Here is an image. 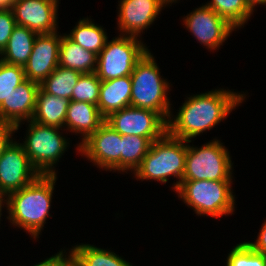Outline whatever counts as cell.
I'll use <instances>...</instances> for the list:
<instances>
[{"instance_id": "obj_1", "label": "cell", "mask_w": 266, "mask_h": 266, "mask_svg": "<svg viewBox=\"0 0 266 266\" xmlns=\"http://www.w3.org/2000/svg\"><path fill=\"white\" fill-rule=\"evenodd\" d=\"M245 95L223 89L191 96L175 118L167 120V133L191 142V138L211 129L242 103Z\"/></svg>"}, {"instance_id": "obj_2", "label": "cell", "mask_w": 266, "mask_h": 266, "mask_svg": "<svg viewBox=\"0 0 266 266\" xmlns=\"http://www.w3.org/2000/svg\"><path fill=\"white\" fill-rule=\"evenodd\" d=\"M56 178V174H40L26 187L10 193L7 199H4L10 222L27 230L34 238L39 236L49 216Z\"/></svg>"}, {"instance_id": "obj_3", "label": "cell", "mask_w": 266, "mask_h": 266, "mask_svg": "<svg viewBox=\"0 0 266 266\" xmlns=\"http://www.w3.org/2000/svg\"><path fill=\"white\" fill-rule=\"evenodd\" d=\"M185 142L188 141L172 137L168 133L153 141L148 153L134 171L136 179L166 183L169 176H174L179 179L173 187L176 191L185 172L187 152Z\"/></svg>"}, {"instance_id": "obj_4", "label": "cell", "mask_w": 266, "mask_h": 266, "mask_svg": "<svg viewBox=\"0 0 266 266\" xmlns=\"http://www.w3.org/2000/svg\"><path fill=\"white\" fill-rule=\"evenodd\" d=\"M130 77L131 106L153 110L167 121L172 116L166 96L170 84L161 78L159 68L149 51L137 62Z\"/></svg>"}, {"instance_id": "obj_5", "label": "cell", "mask_w": 266, "mask_h": 266, "mask_svg": "<svg viewBox=\"0 0 266 266\" xmlns=\"http://www.w3.org/2000/svg\"><path fill=\"white\" fill-rule=\"evenodd\" d=\"M231 183L232 181H182L176 192L196 214L216 218L231 214L235 210Z\"/></svg>"}, {"instance_id": "obj_6", "label": "cell", "mask_w": 266, "mask_h": 266, "mask_svg": "<svg viewBox=\"0 0 266 266\" xmlns=\"http://www.w3.org/2000/svg\"><path fill=\"white\" fill-rule=\"evenodd\" d=\"M231 162L228 150L219 140H212L201 148L187 145L182 181H231Z\"/></svg>"}, {"instance_id": "obj_7", "label": "cell", "mask_w": 266, "mask_h": 266, "mask_svg": "<svg viewBox=\"0 0 266 266\" xmlns=\"http://www.w3.org/2000/svg\"><path fill=\"white\" fill-rule=\"evenodd\" d=\"M138 37L119 35L98 54L95 73L101 81L130 76L137 62L148 51Z\"/></svg>"}, {"instance_id": "obj_8", "label": "cell", "mask_w": 266, "mask_h": 266, "mask_svg": "<svg viewBox=\"0 0 266 266\" xmlns=\"http://www.w3.org/2000/svg\"><path fill=\"white\" fill-rule=\"evenodd\" d=\"M29 129L24 148L32 166L42 175L56 174L53 165L67 148V140L59 134V127L28 121Z\"/></svg>"}, {"instance_id": "obj_9", "label": "cell", "mask_w": 266, "mask_h": 266, "mask_svg": "<svg viewBox=\"0 0 266 266\" xmlns=\"http://www.w3.org/2000/svg\"><path fill=\"white\" fill-rule=\"evenodd\" d=\"M105 122L120 135L142 136L151 142L167 133V121L150 109L122 108L106 117Z\"/></svg>"}, {"instance_id": "obj_10", "label": "cell", "mask_w": 266, "mask_h": 266, "mask_svg": "<svg viewBox=\"0 0 266 266\" xmlns=\"http://www.w3.org/2000/svg\"><path fill=\"white\" fill-rule=\"evenodd\" d=\"M39 175L23 146L12 141L0 156V196L5 199L10 193L26 187Z\"/></svg>"}, {"instance_id": "obj_11", "label": "cell", "mask_w": 266, "mask_h": 266, "mask_svg": "<svg viewBox=\"0 0 266 266\" xmlns=\"http://www.w3.org/2000/svg\"><path fill=\"white\" fill-rule=\"evenodd\" d=\"M78 147L82 155L100 168L121 171L122 135L106 122Z\"/></svg>"}, {"instance_id": "obj_12", "label": "cell", "mask_w": 266, "mask_h": 266, "mask_svg": "<svg viewBox=\"0 0 266 266\" xmlns=\"http://www.w3.org/2000/svg\"><path fill=\"white\" fill-rule=\"evenodd\" d=\"M184 24L201 44L217 49L235 29L211 8L203 5L184 19Z\"/></svg>"}, {"instance_id": "obj_13", "label": "cell", "mask_w": 266, "mask_h": 266, "mask_svg": "<svg viewBox=\"0 0 266 266\" xmlns=\"http://www.w3.org/2000/svg\"><path fill=\"white\" fill-rule=\"evenodd\" d=\"M58 0H15L11 6L17 25L38 34L57 31Z\"/></svg>"}, {"instance_id": "obj_14", "label": "cell", "mask_w": 266, "mask_h": 266, "mask_svg": "<svg viewBox=\"0 0 266 266\" xmlns=\"http://www.w3.org/2000/svg\"><path fill=\"white\" fill-rule=\"evenodd\" d=\"M61 36L57 31L38 34L32 53L24 66L25 77L41 84L59 66V45Z\"/></svg>"}, {"instance_id": "obj_15", "label": "cell", "mask_w": 266, "mask_h": 266, "mask_svg": "<svg viewBox=\"0 0 266 266\" xmlns=\"http://www.w3.org/2000/svg\"><path fill=\"white\" fill-rule=\"evenodd\" d=\"M167 4L163 0H120L118 27L127 36L137 37L142 30L148 28L162 7Z\"/></svg>"}, {"instance_id": "obj_16", "label": "cell", "mask_w": 266, "mask_h": 266, "mask_svg": "<svg viewBox=\"0 0 266 266\" xmlns=\"http://www.w3.org/2000/svg\"><path fill=\"white\" fill-rule=\"evenodd\" d=\"M39 88L40 84L27 78L20 83L0 104V121L15 126L16 131L23 120L30 121L35 111Z\"/></svg>"}, {"instance_id": "obj_17", "label": "cell", "mask_w": 266, "mask_h": 266, "mask_svg": "<svg viewBox=\"0 0 266 266\" xmlns=\"http://www.w3.org/2000/svg\"><path fill=\"white\" fill-rule=\"evenodd\" d=\"M132 80L130 76L101 81L97 107L106 118L111 113L131 106Z\"/></svg>"}, {"instance_id": "obj_18", "label": "cell", "mask_w": 266, "mask_h": 266, "mask_svg": "<svg viewBox=\"0 0 266 266\" xmlns=\"http://www.w3.org/2000/svg\"><path fill=\"white\" fill-rule=\"evenodd\" d=\"M104 122L105 118L101 115L97 105L88 102L69 101L65 126H67L68 131L82 133V142L93 134Z\"/></svg>"}, {"instance_id": "obj_19", "label": "cell", "mask_w": 266, "mask_h": 266, "mask_svg": "<svg viewBox=\"0 0 266 266\" xmlns=\"http://www.w3.org/2000/svg\"><path fill=\"white\" fill-rule=\"evenodd\" d=\"M98 55L82 48L66 34L59 45V66L76 70L82 74L95 72Z\"/></svg>"}, {"instance_id": "obj_20", "label": "cell", "mask_w": 266, "mask_h": 266, "mask_svg": "<svg viewBox=\"0 0 266 266\" xmlns=\"http://www.w3.org/2000/svg\"><path fill=\"white\" fill-rule=\"evenodd\" d=\"M68 99L45 93L39 88L35 111L31 120L43 125L64 127Z\"/></svg>"}, {"instance_id": "obj_21", "label": "cell", "mask_w": 266, "mask_h": 266, "mask_svg": "<svg viewBox=\"0 0 266 266\" xmlns=\"http://www.w3.org/2000/svg\"><path fill=\"white\" fill-rule=\"evenodd\" d=\"M38 33L24 26L17 25L7 42L6 47L0 53V60L24 67L32 53V47Z\"/></svg>"}, {"instance_id": "obj_22", "label": "cell", "mask_w": 266, "mask_h": 266, "mask_svg": "<svg viewBox=\"0 0 266 266\" xmlns=\"http://www.w3.org/2000/svg\"><path fill=\"white\" fill-rule=\"evenodd\" d=\"M71 253L80 266H132L116 253L89 244L77 245Z\"/></svg>"}, {"instance_id": "obj_23", "label": "cell", "mask_w": 266, "mask_h": 266, "mask_svg": "<svg viewBox=\"0 0 266 266\" xmlns=\"http://www.w3.org/2000/svg\"><path fill=\"white\" fill-rule=\"evenodd\" d=\"M67 36L82 48L97 55L105 47L108 39L105 30L101 26L95 25L91 20L89 21L88 18L80 20Z\"/></svg>"}, {"instance_id": "obj_24", "label": "cell", "mask_w": 266, "mask_h": 266, "mask_svg": "<svg viewBox=\"0 0 266 266\" xmlns=\"http://www.w3.org/2000/svg\"><path fill=\"white\" fill-rule=\"evenodd\" d=\"M82 73L58 66L41 84L40 88L54 96L71 100L73 87Z\"/></svg>"}, {"instance_id": "obj_25", "label": "cell", "mask_w": 266, "mask_h": 266, "mask_svg": "<svg viewBox=\"0 0 266 266\" xmlns=\"http://www.w3.org/2000/svg\"><path fill=\"white\" fill-rule=\"evenodd\" d=\"M152 142L142 136L122 135L121 171L136 170L148 153Z\"/></svg>"}, {"instance_id": "obj_26", "label": "cell", "mask_w": 266, "mask_h": 266, "mask_svg": "<svg viewBox=\"0 0 266 266\" xmlns=\"http://www.w3.org/2000/svg\"><path fill=\"white\" fill-rule=\"evenodd\" d=\"M206 6L224 18L235 29L244 25L253 13L245 0H212Z\"/></svg>"}, {"instance_id": "obj_27", "label": "cell", "mask_w": 266, "mask_h": 266, "mask_svg": "<svg viewBox=\"0 0 266 266\" xmlns=\"http://www.w3.org/2000/svg\"><path fill=\"white\" fill-rule=\"evenodd\" d=\"M100 85L101 80L95 72L81 74L77 84L73 87L71 100L97 105Z\"/></svg>"}, {"instance_id": "obj_28", "label": "cell", "mask_w": 266, "mask_h": 266, "mask_svg": "<svg viewBox=\"0 0 266 266\" xmlns=\"http://www.w3.org/2000/svg\"><path fill=\"white\" fill-rule=\"evenodd\" d=\"M226 261V266H266V255L243 242L230 251Z\"/></svg>"}, {"instance_id": "obj_29", "label": "cell", "mask_w": 266, "mask_h": 266, "mask_svg": "<svg viewBox=\"0 0 266 266\" xmlns=\"http://www.w3.org/2000/svg\"><path fill=\"white\" fill-rule=\"evenodd\" d=\"M26 79L24 67L0 60V104Z\"/></svg>"}, {"instance_id": "obj_30", "label": "cell", "mask_w": 266, "mask_h": 266, "mask_svg": "<svg viewBox=\"0 0 266 266\" xmlns=\"http://www.w3.org/2000/svg\"><path fill=\"white\" fill-rule=\"evenodd\" d=\"M17 26L10 8H0V53L4 50L12 31Z\"/></svg>"}, {"instance_id": "obj_31", "label": "cell", "mask_w": 266, "mask_h": 266, "mask_svg": "<svg viewBox=\"0 0 266 266\" xmlns=\"http://www.w3.org/2000/svg\"><path fill=\"white\" fill-rule=\"evenodd\" d=\"M15 126L0 121V156L4 150L13 141L11 139L12 133L15 132Z\"/></svg>"}, {"instance_id": "obj_32", "label": "cell", "mask_w": 266, "mask_h": 266, "mask_svg": "<svg viewBox=\"0 0 266 266\" xmlns=\"http://www.w3.org/2000/svg\"><path fill=\"white\" fill-rule=\"evenodd\" d=\"M256 252L266 255V221L263 223L255 243L247 242Z\"/></svg>"}, {"instance_id": "obj_33", "label": "cell", "mask_w": 266, "mask_h": 266, "mask_svg": "<svg viewBox=\"0 0 266 266\" xmlns=\"http://www.w3.org/2000/svg\"><path fill=\"white\" fill-rule=\"evenodd\" d=\"M34 266H61V251Z\"/></svg>"}, {"instance_id": "obj_34", "label": "cell", "mask_w": 266, "mask_h": 266, "mask_svg": "<svg viewBox=\"0 0 266 266\" xmlns=\"http://www.w3.org/2000/svg\"><path fill=\"white\" fill-rule=\"evenodd\" d=\"M69 256H64L63 251H61V266H80L73 258L71 251Z\"/></svg>"}, {"instance_id": "obj_35", "label": "cell", "mask_w": 266, "mask_h": 266, "mask_svg": "<svg viewBox=\"0 0 266 266\" xmlns=\"http://www.w3.org/2000/svg\"><path fill=\"white\" fill-rule=\"evenodd\" d=\"M245 1L252 11H253V8L255 7V5H257V4L265 5L266 4V0H245Z\"/></svg>"}, {"instance_id": "obj_36", "label": "cell", "mask_w": 266, "mask_h": 266, "mask_svg": "<svg viewBox=\"0 0 266 266\" xmlns=\"http://www.w3.org/2000/svg\"><path fill=\"white\" fill-rule=\"evenodd\" d=\"M15 0H0V8H11Z\"/></svg>"}, {"instance_id": "obj_37", "label": "cell", "mask_w": 266, "mask_h": 266, "mask_svg": "<svg viewBox=\"0 0 266 266\" xmlns=\"http://www.w3.org/2000/svg\"><path fill=\"white\" fill-rule=\"evenodd\" d=\"M3 202H4V199L0 196V217H1V211H2V205H4L3 204ZM1 219V218H0Z\"/></svg>"}, {"instance_id": "obj_38", "label": "cell", "mask_w": 266, "mask_h": 266, "mask_svg": "<svg viewBox=\"0 0 266 266\" xmlns=\"http://www.w3.org/2000/svg\"><path fill=\"white\" fill-rule=\"evenodd\" d=\"M166 4H170L172 2H175L176 0H163ZM178 1V0H177Z\"/></svg>"}]
</instances>
